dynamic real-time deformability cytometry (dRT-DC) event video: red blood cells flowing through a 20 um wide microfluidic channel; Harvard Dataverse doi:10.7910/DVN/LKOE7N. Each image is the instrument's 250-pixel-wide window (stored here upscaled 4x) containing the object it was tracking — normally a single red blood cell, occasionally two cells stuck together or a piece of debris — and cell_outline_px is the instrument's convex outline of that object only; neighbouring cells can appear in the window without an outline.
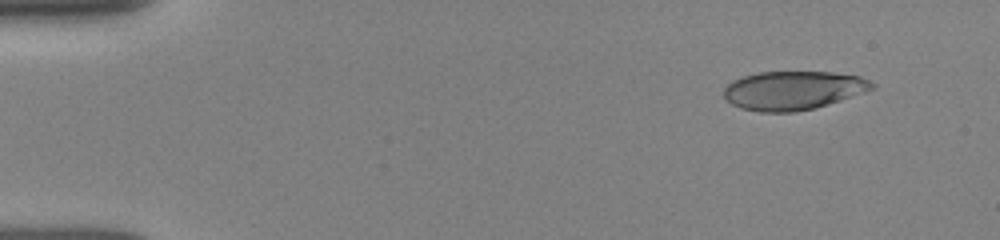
{"species": "human", "species_latin": "Homo sapiens", "temperature_condition": "room temperature", "stored_images_in_passage": 48, "camera_frame_rate_fps": 3000, "um_per_image_px": 0.085, "donor": {"sex": "female"}, "frame": {"image": 1, "passage_image": 2, "time_ms": 0.333, "image_size_px": [1000, 240], "cell_outline_px": [[876, 88], [864, 92], [812, 108], [796, 112], [760, 112], [740, 108], [732, 104], [724, 96], [724, 88], [728, 84], [744, 76], [760, 72], [832, 72], [860, 76], [876, 84]], "centroid_in_image_um": [67.42, 7.68], "position_along_channel_um": 17.6, "area_um2": 33.06}}
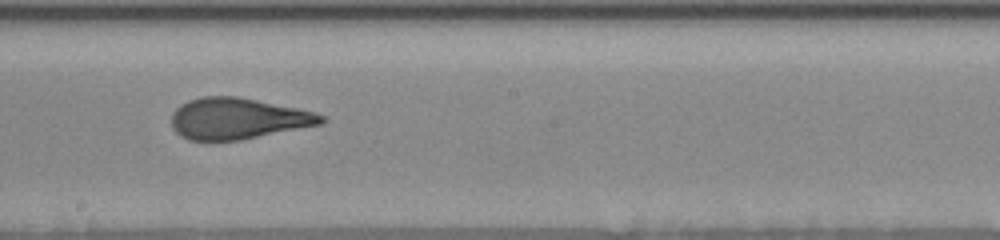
{"frame": {"image": 2, "passage_image": 26, "time_ms": 8.333, "image_size_px": [1000, 240], "cell_outline_px": [[324, 120], [320, 124], [240, 140], [188, 140], [180, 136], [172, 128], [172, 112], [180, 104], [188, 100], [204, 96], [240, 96], [296, 108], [312, 112], [324, 116]], "centroid_in_image_um": [20.14, 10.07], "position_along_channel_um": 228.1, "area_um2": 35.72}}
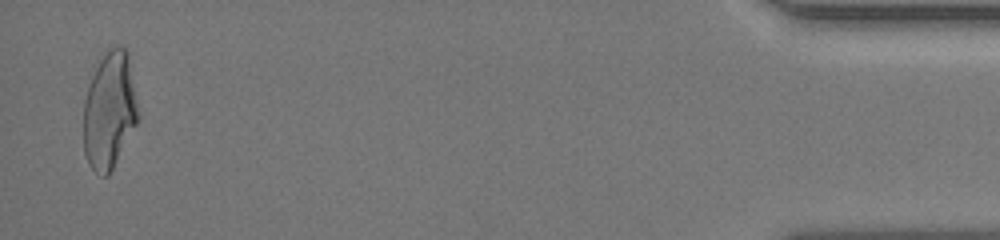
{"frame": {"image": 3, "passage_image": 47, "time_ms": 15.333, "image_size_px": [1000, 240], "cell_outline_px": [[140, 116], [136, 124], [108, 176], [100, 176], [88, 164], [84, 152], [84, 100], [88, 84], [100, 60], [116, 44], [120, 44], [128, 52]], "centroid_in_image_um": [9.31, 9.39], "position_along_channel_um": 425.9, "area_um2": 37.05}, "authors_computed_cell_mechanics": {"area_um2": 36.0672, "velocity_mm_per_s": 3.9654, "shape_relaxation_time_tau1_ms": 5.1768, "shape_relaxation_time_tau2_ms": 0.9874, "deformation_change_tau1": 0.2095, "deformation_change_tau2": 0.0896}}